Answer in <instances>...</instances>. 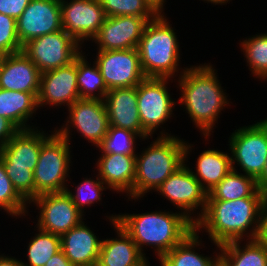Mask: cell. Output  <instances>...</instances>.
Wrapping results in <instances>:
<instances>
[{
	"label": "cell",
	"instance_id": "obj_41",
	"mask_svg": "<svg viewBox=\"0 0 267 266\" xmlns=\"http://www.w3.org/2000/svg\"><path fill=\"white\" fill-rule=\"evenodd\" d=\"M44 266H74L68 258L64 255L63 251L60 250L53 255Z\"/></svg>",
	"mask_w": 267,
	"mask_h": 266
},
{
	"label": "cell",
	"instance_id": "obj_29",
	"mask_svg": "<svg viewBox=\"0 0 267 266\" xmlns=\"http://www.w3.org/2000/svg\"><path fill=\"white\" fill-rule=\"evenodd\" d=\"M85 53L77 56V86L81 99L104 100L108 88L103 80L97 63L91 64L86 60ZM97 92V93H96Z\"/></svg>",
	"mask_w": 267,
	"mask_h": 266
},
{
	"label": "cell",
	"instance_id": "obj_21",
	"mask_svg": "<svg viewBox=\"0 0 267 266\" xmlns=\"http://www.w3.org/2000/svg\"><path fill=\"white\" fill-rule=\"evenodd\" d=\"M97 172L108 189L126 193L133 199L136 155L102 153L97 159Z\"/></svg>",
	"mask_w": 267,
	"mask_h": 266
},
{
	"label": "cell",
	"instance_id": "obj_27",
	"mask_svg": "<svg viewBox=\"0 0 267 266\" xmlns=\"http://www.w3.org/2000/svg\"><path fill=\"white\" fill-rule=\"evenodd\" d=\"M199 233L194 230L180 244L166 253L159 261L161 266H220V253L207 257L194 249L202 246Z\"/></svg>",
	"mask_w": 267,
	"mask_h": 266
},
{
	"label": "cell",
	"instance_id": "obj_17",
	"mask_svg": "<svg viewBox=\"0 0 267 266\" xmlns=\"http://www.w3.org/2000/svg\"><path fill=\"white\" fill-rule=\"evenodd\" d=\"M155 17H107L92 39L98 50H126L137 48L146 24Z\"/></svg>",
	"mask_w": 267,
	"mask_h": 266
},
{
	"label": "cell",
	"instance_id": "obj_1",
	"mask_svg": "<svg viewBox=\"0 0 267 266\" xmlns=\"http://www.w3.org/2000/svg\"><path fill=\"white\" fill-rule=\"evenodd\" d=\"M265 198L245 197L230 201L207 200L203 215L195 223V230L199 232L201 228L205 229L211 241L218 248L227 242L244 241V237H248L246 240L256 239L261 208Z\"/></svg>",
	"mask_w": 267,
	"mask_h": 266
},
{
	"label": "cell",
	"instance_id": "obj_14",
	"mask_svg": "<svg viewBox=\"0 0 267 266\" xmlns=\"http://www.w3.org/2000/svg\"><path fill=\"white\" fill-rule=\"evenodd\" d=\"M62 28L82 45L99 32L107 16L100 0H60Z\"/></svg>",
	"mask_w": 267,
	"mask_h": 266
},
{
	"label": "cell",
	"instance_id": "obj_28",
	"mask_svg": "<svg viewBox=\"0 0 267 266\" xmlns=\"http://www.w3.org/2000/svg\"><path fill=\"white\" fill-rule=\"evenodd\" d=\"M245 197H266L258 188L253 177L232 169L208 192L207 200L230 201Z\"/></svg>",
	"mask_w": 267,
	"mask_h": 266
},
{
	"label": "cell",
	"instance_id": "obj_18",
	"mask_svg": "<svg viewBox=\"0 0 267 266\" xmlns=\"http://www.w3.org/2000/svg\"><path fill=\"white\" fill-rule=\"evenodd\" d=\"M104 103L109 126L133 131L143 140L149 135L143 130L137 107V87L114 88L107 91Z\"/></svg>",
	"mask_w": 267,
	"mask_h": 266
},
{
	"label": "cell",
	"instance_id": "obj_23",
	"mask_svg": "<svg viewBox=\"0 0 267 266\" xmlns=\"http://www.w3.org/2000/svg\"><path fill=\"white\" fill-rule=\"evenodd\" d=\"M117 238L102 239L99 259V266H135L144 258L130 237V235L117 222H112Z\"/></svg>",
	"mask_w": 267,
	"mask_h": 266
},
{
	"label": "cell",
	"instance_id": "obj_37",
	"mask_svg": "<svg viewBox=\"0 0 267 266\" xmlns=\"http://www.w3.org/2000/svg\"><path fill=\"white\" fill-rule=\"evenodd\" d=\"M14 189L27 202L35 198V185L33 171L26 168H5Z\"/></svg>",
	"mask_w": 267,
	"mask_h": 266
},
{
	"label": "cell",
	"instance_id": "obj_43",
	"mask_svg": "<svg viewBox=\"0 0 267 266\" xmlns=\"http://www.w3.org/2000/svg\"><path fill=\"white\" fill-rule=\"evenodd\" d=\"M0 266H23V264L15 257L0 255Z\"/></svg>",
	"mask_w": 267,
	"mask_h": 266
},
{
	"label": "cell",
	"instance_id": "obj_11",
	"mask_svg": "<svg viewBox=\"0 0 267 266\" xmlns=\"http://www.w3.org/2000/svg\"><path fill=\"white\" fill-rule=\"evenodd\" d=\"M156 191L167 198L174 206H177L178 209L180 208L181 213L194 224L205 211L208 192L201 186L187 164L171 174ZM196 209H201L199 215L197 212V217L191 216Z\"/></svg>",
	"mask_w": 267,
	"mask_h": 266
},
{
	"label": "cell",
	"instance_id": "obj_24",
	"mask_svg": "<svg viewBox=\"0 0 267 266\" xmlns=\"http://www.w3.org/2000/svg\"><path fill=\"white\" fill-rule=\"evenodd\" d=\"M38 94L0 88V116L8 119L18 130L32 129L27 122L39 109Z\"/></svg>",
	"mask_w": 267,
	"mask_h": 266
},
{
	"label": "cell",
	"instance_id": "obj_47",
	"mask_svg": "<svg viewBox=\"0 0 267 266\" xmlns=\"http://www.w3.org/2000/svg\"><path fill=\"white\" fill-rule=\"evenodd\" d=\"M4 57H5V54L0 52V67H1V64H2Z\"/></svg>",
	"mask_w": 267,
	"mask_h": 266
},
{
	"label": "cell",
	"instance_id": "obj_5",
	"mask_svg": "<svg viewBox=\"0 0 267 266\" xmlns=\"http://www.w3.org/2000/svg\"><path fill=\"white\" fill-rule=\"evenodd\" d=\"M175 30L164 12L150 20L137 47L146 78H174L179 73L180 49Z\"/></svg>",
	"mask_w": 267,
	"mask_h": 266
},
{
	"label": "cell",
	"instance_id": "obj_6",
	"mask_svg": "<svg viewBox=\"0 0 267 266\" xmlns=\"http://www.w3.org/2000/svg\"><path fill=\"white\" fill-rule=\"evenodd\" d=\"M52 132L41 145L33 172L35 198L41 194L66 191L68 188L66 178L69 177L72 162L70 142L56 130Z\"/></svg>",
	"mask_w": 267,
	"mask_h": 266
},
{
	"label": "cell",
	"instance_id": "obj_35",
	"mask_svg": "<svg viewBox=\"0 0 267 266\" xmlns=\"http://www.w3.org/2000/svg\"><path fill=\"white\" fill-rule=\"evenodd\" d=\"M96 179L97 180L91 179V177L84 178L83 181L76 186V194L72 192V190L66 189L72 201L82 214L85 213L83 207L86 205L90 207L94 203L102 200V193L108 188L99 176H97Z\"/></svg>",
	"mask_w": 267,
	"mask_h": 266
},
{
	"label": "cell",
	"instance_id": "obj_44",
	"mask_svg": "<svg viewBox=\"0 0 267 266\" xmlns=\"http://www.w3.org/2000/svg\"><path fill=\"white\" fill-rule=\"evenodd\" d=\"M149 3L159 12L162 13L164 11V6L166 0H148Z\"/></svg>",
	"mask_w": 267,
	"mask_h": 266
},
{
	"label": "cell",
	"instance_id": "obj_36",
	"mask_svg": "<svg viewBox=\"0 0 267 266\" xmlns=\"http://www.w3.org/2000/svg\"><path fill=\"white\" fill-rule=\"evenodd\" d=\"M22 49L17 35L16 19L0 13V52L8 55L21 52Z\"/></svg>",
	"mask_w": 267,
	"mask_h": 266
},
{
	"label": "cell",
	"instance_id": "obj_8",
	"mask_svg": "<svg viewBox=\"0 0 267 266\" xmlns=\"http://www.w3.org/2000/svg\"><path fill=\"white\" fill-rule=\"evenodd\" d=\"M170 78H145L137 87V107L143 130L152 138L159 126L166 123L176 102L168 92Z\"/></svg>",
	"mask_w": 267,
	"mask_h": 266
},
{
	"label": "cell",
	"instance_id": "obj_33",
	"mask_svg": "<svg viewBox=\"0 0 267 266\" xmlns=\"http://www.w3.org/2000/svg\"><path fill=\"white\" fill-rule=\"evenodd\" d=\"M138 137L133 131L109 126L107 135L97 148L102 153L136 155L135 143Z\"/></svg>",
	"mask_w": 267,
	"mask_h": 266
},
{
	"label": "cell",
	"instance_id": "obj_39",
	"mask_svg": "<svg viewBox=\"0 0 267 266\" xmlns=\"http://www.w3.org/2000/svg\"><path fill=\"white\" fill-rule=\"evenodd\" d=\"M18 131L8 119L0 116V148L6 145Z\"/></svg>",
	"mask_w": 267,
	"mask_h": 266
},
{
	"label": "cell",
	"instance_id": "obj_30",
	"mask_svg": "<svg viewBox=\"0 0 267 266\" xmlns=\"http://www.w3.org/2000/svg\"><path fill=\"white\" fill-rule=\"evenodd\" d=\"M39 233L35 234L28 244V263L22 262L23 266H44L46 262L61 250V237L51 232L37 228Z\"/></svg>",
	"mask_w": 267,
	"mask_h": 266
},
{
	"label": "cell",
	"instance_id": "obj_13",
	"mask_svg": "<svg viewBox=\"0 0 267 266\" xmlns=\"http://www.w3.org/2000/svg\"><path fill=\"white\" fill-rule=\"evenodd\" d=\"M97 63L108 88L135 87L146 77L143 74L137 48L98 50Z\"/></svg>",
	"mask_w": 267,
	"mask_h": 266
},
{
	"label": "cell",
	"instance_id": "obj_34",
	"mask_svg": "<svg viewBox=\"0 0 267 266\" xmlns=\"http://www.w3.org/2000/svg\"><path fill=\"white\" fill-rule=\"evenodd\" d=\"M27 202L14 189L0 159V209L16 217L26 216Z\"/></svg>",
	"mask_w": 267,
	"mask_h": 266
},
{
	"label": "cell",
	"instance_id": "obj_38",
	"mask_svg": "<svg viewBox=\"0 0 267 266\" xmlns=\"http://www.w3.org/2000/svg\"><path fill=\"white\" fill-rule=\"evenodd\" d=\"M31 0H0V13L18 19Z\"/></svg>",
	"mask_w": 267,
	"mask_h": 266
},
{
	"label": "cell",
	"instance_id": "obj_46",
	"mask_svg": "<svg viewBox=\"0 0 267 266\" xmlns=\"http://www.w3.org/2000/svg\"><path fill=\"white\" fill-rule=\"evenodd\" d=\"M135 266H149L147 258L145 257L139 264H137Z\"/></svg>",
	"mask_w": 267,
	"mask_h": 266
},
{
	"label": "cell",
	"instance_id": "obj_42",
	"mask_svg": "<svg viewBox=\"0 0 267 266\" xmlns=\"http://www.w3.org/2000/svg\"><path fill=\"white\" fill-rule=\"evenodd\" d=\"M258 190L267 197V162L261 175L256 179Z\"/></svg>",
	"mask_w": 267,
	"mask_h": 266
},
{
	"label": "cell",
	"instance_id": "obj_20",
	"mask_svg": "<svg viewBox=\"0 0 267 266\" xmlns=\"http://www.w3.org/2000/svg\"><path fill=\"white\" fill-rule=\"evenodd\" d=\"M41 72L23 51L5 55L0 67V88L39 93Z\"/></svg>",
	"mask_w": 267,
	"mask_h": 266
},
{
	"label": "cell",
	"instance_id": "obj_9",
	"mask_svg": "<svg viewBox=\"0 0 267 266\" xmlns=\"http://www.w3.org/2000/svg\"><path fill=\"white\" fill-rule=\"evenodd\" d=\"M81 48L63 29L30 40L22 51L42 73L70 64L83 52Z\"/></svg>",
	"mask_w": 267,
	"mask_h": 266
},
{
	"label": "cell",
	"instance_id": "obj_7",
	"mask_svg": "<svg viewBox=\"0 0 267 266\" xmlns=\"http://www.w3.org/2000/svg\"><path fill=\"white\" fill-rule=\"evenodd\" d=\"M228 143L232 169H236L234 165L237 163L245 175L256 180L267 162V118L239 127L231 134Z\"/></svg>",
	"mask_w": 267,
	"mask_h": 266
},
{
	"label": "cell",
	"instance_id": "obj_4",
	"mask_svg": "<svg viewBox=\"0 0 267 266\" xmlns=\"http://www.w3.org/2000/svg\"><path fill=\"white\" fill-rule=\"evenodd\" d=\"M159 133L161 134L157 139L141 155L136 154L134 200L141 199L152 190L156 191L171 174L186 163L187 156L192 151L193 145L183 139L165 131Z\"/></svg>",
	"mask_w": 267,
	"mask_h": 266
},
{
	"label": "cell",
	"instance_id": "obj_15",
	"mask_svg": "<svg viewBox=\"0 0 267 266\" xmlns=\"http://www.w3.org/2000/svg\"><path fill=\"white\" fill-rule=\"evenodd\" d=\"M22 47L35 38L63 30L60 0H31L16 19Z\"/></svg>",
	"mask_w": 267,
	"mask_h": 266
},
{
	"label": "cell",
	"instance_id": "obj_10",
	"mask_svg": "<svg viewBox=\"0 0 267 266\" xmlns=\"http://www.w3.org/2000/svg\"><path fill=\"white\" fill-rule=\"evenodd\" d=\"M68 116L61 129H55L70 142V127L76 128L80 136L93 143L96 148L108 133L109 120L104 100L78 99L68 107Z\"/></svg>",
	"mask_w": 267,
	"mask_h": 266
},
{
	"label": "cell",
	"instance_id": "obj_45",
	"mask_svg": "<svg viewBox=\"0 0 267 266\" xmlns=\"http://www.w3.org/2000/svg\"><path fill=\"white\" fill-rule=\"evenodd\" d=\"M203 1H207V2H211L212 4H215V5H217V4H220V5H224V4H226V3H228L230 0H203Z\"/></svg>",
	"mask_w": 267,
	"mask_h": 266
},
{
	"label": "cell",
	"instance_id": "obj_25",
	"mask_svg": "<svg viewBox=\"0 0 267 266\" xmlns=\"http://www.w3.org/2000/svg\"><path fill=\"white\" fill-rule=\"evenodd\" d=\"M236 240L220 245V266H267V246L257 239L242 245Z\"/></svg>",
	"mask_w": 267,
	"mask_h": 266
},
{
	"label": "cell",
	"instance_id": "obj_12",
	"mask_svg": "<svg viewBox=\"0 0 267 266\" xmlns=\"http://www.w3.org/2000/svg\"><path fill=\"white\" fill-rule=\"evenodd\" d=\"M31 203L40 209L36 228L60 237L84 219L67 191L41 194Z\"/></svg>",
	"mask_w": 267,
	"mask_h": 266
},
{
	"label": "cell",
	"instance_id": "obj_32",
	"mask_svg": "<svg viewBox=\"0 0 267 266\" xmlns=\"http://www.w3.org/2000/svg\"><path fill=\"white\" fill-rule=\"evenodd\" d=\"M107 17H156L159 12L148 0H100Z\"/></svg>",
	"mask_w": 267,
	"mask_h": 266
},
{
	"label": "cell",
	"instance_id": "obj_2",
	"mask_svg": "<svg viewBox=\"0 0 267 266\" xmlns=\"http://www.w3.org/2000/svg\"><path fill=\"white\" fill-rule=\"evenodd\" d=\"M216 74L214 67L205 63L184 68L178 78L179 103L185 106L190 119L206 139L213 132L220 112L230 103Z\"/></svg>",
	"mask_w": 267,
	"mask_h": 266
},
{
	"label": "cell",
	"instance_id": "obj_3",
	"mask_svg": "<svg viewBox=\"0 0 267 266\" xmlns=\"http://www.w3.org/2000/svg\"><path fill=\"white\" fill-rule=\"evenodd\" d=\"M109 221L119 223L142 254L144 253L142 247L152 246L159 260L195 230V224L181 211L112 214L109 216Z\"/></svg>",
	"mask_w": 267,
	"mask_h": 266
},
{
	"label": "cell",
	"instance_id": "obj_31",
	"mask_svg": "<svg viewBox=\"0 0 267 266\" xmlns=\"http://www.w3.org/2000/svg\"><path fill=\"white\" fill-rule=\"evenodd\" d=\"M240 45L252 75L267 80V33L246 38Z\"/></svg>",
	"mask_w": 267,
	"mask_h": 266
},
{
	"label": "cell",
	"instance_id": "obj_26",
	"mask_svg": "<svg viewBox=\"0 0 267 266\" xmlns=\"http://www.w3.org/2000/svg\"><path fill=\"white\" fill-rule=\"evenodd\" d=\"M229 155L227 152L214 149L205 150L198 155L196 171H192V174L207 192L232 170Z\"/></svg>",
	"mask_w": 267,
	"mask_h": 266
},
{
	"label": "cell",
	"instance_id": "obj_22",
	"mask_svg": "<svg viewBox=\"0 0 267 266\" xmlns=\"http://www.w3.org/2000/svg\"><path fill=\"white\" fill-rule=\"evenodd\" d=\"M82 221L61 236V250L74 266L98 262L102 240Z\"/></svg>",
	"mask_w": 267,
	"mask_h": 266
},
{
	"label": "cell",
	"instance_id": "obj_40",
	"mask_svg": "<svg viewBox=\"0 0 267 266\" xmlns=\"http://www.w3.org/2000/svg\"><path fill=\"white\" fill-rule=\"evenodd\" d=\"M256 239L267 246V197L261 208L259 231Z\"/></svg>",
	"mask_w": 267,
	"mask_h": 266
},
{
	"label": "cell",
	"instance_id": "obj_16",
	"mask_svg": "<svg viewBox=\"0 0 267 266\" xmlns=\"http://www.w3.org/2000/svg\"><path fill=\"white\" fill-rule=\"evenodd\" d=\"M76 78L77 57L66 66L42 72L37 97L38 108L48 104L52 107H69L80 99Z\"/></svg>",
	"mask_w": 267,
	"mask_h": 266
},
{
	"label": "cell",
	"instance_id": "obj_19",
	"mask_svg": "<svg viewBox=\"0 0 267 266\" xmlns=\"http://www.w3.org/2000/svg\"><path fill=\"white\" fill-rule=\"evenodd\" d=\"M44 132L37 128L19 130L0 148V159L4 168H28L34 172L41 145L49 136Z\"/></svg>",
	"mask_w": 267,
	"mask_h": 266
},
{
	"label": "cell",
	"instance_id": "obj_48",
	"mask_svg": "<svg viewBox=\"0 0 267 266\" xmlns=\"http://www.w3.org/2000/svg\"><path fill=\"white\" fill-rule=\"evenodd\" d=\"M88 266H99V265L96 263V264H93V265H88Z\"/></svg>",
	"mask_w": 267,
	"mask_h": 266
}]
</instances>
